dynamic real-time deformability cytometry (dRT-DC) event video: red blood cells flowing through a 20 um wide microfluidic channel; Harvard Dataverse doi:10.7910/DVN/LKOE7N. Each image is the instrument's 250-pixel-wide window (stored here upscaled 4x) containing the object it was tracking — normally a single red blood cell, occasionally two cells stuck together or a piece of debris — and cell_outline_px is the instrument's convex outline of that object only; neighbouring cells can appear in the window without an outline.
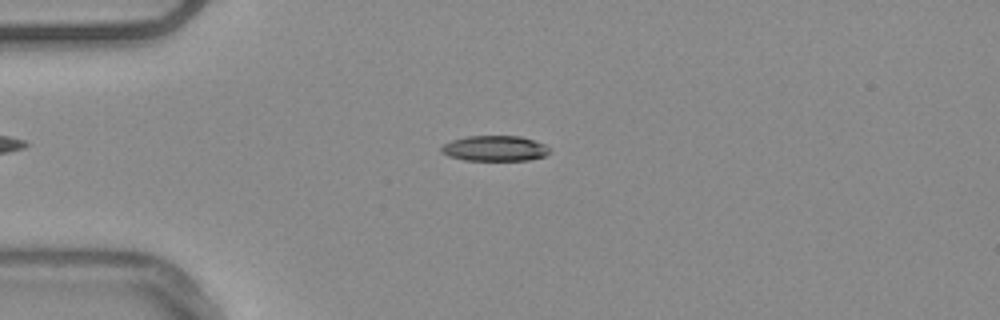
{"species": "common noctule bat (a hibernating species)", "species_latin": "Nyctalus noctula", "temperature_condition": "warm", "stored_images_in_passage": 45, "camera_frame_rate_fps": 3000, "um_per_image_px": 0.085, "animal": {"sex": "male", "body_mass_g": 20.4}, "frame": {"image": 1, "passage_image": 5, "time_ms": 1.333, "image_size_px": [1000, 320], "cell_outline_px": [[548, 152], [544, 156], [528, 160], [464, 160], [448, 156], [440, 152], [440, 148], [444, 144], [452, 140], [468, 136], [520, 136], [544, 144], [548, 148]], "centroid_in_image_um": [42.01, 12.61], "position_along_channel_um": 43.0, "area_um2": 15.9}}
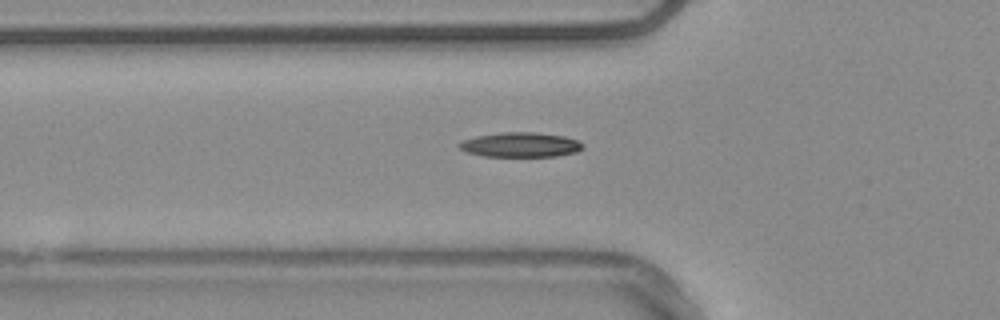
{"frame": {"image": 2, "passage_image": 10, "time_ms": 3.0, "image_size_px": [1000, 320], "cell_outline_px": [[584, 148], [576, 152], [556, 156], [484, 156], [468, 152], [460, 148], [456, 144], [464, 140], [476, 136], [504, 132], [536, 132], [564, 136], [576, 140], [584, 144]], "centroid_in_image_um": [44.26, 12.3], "position_along_channel_um": 81.5, "area_um2": 17.69}}
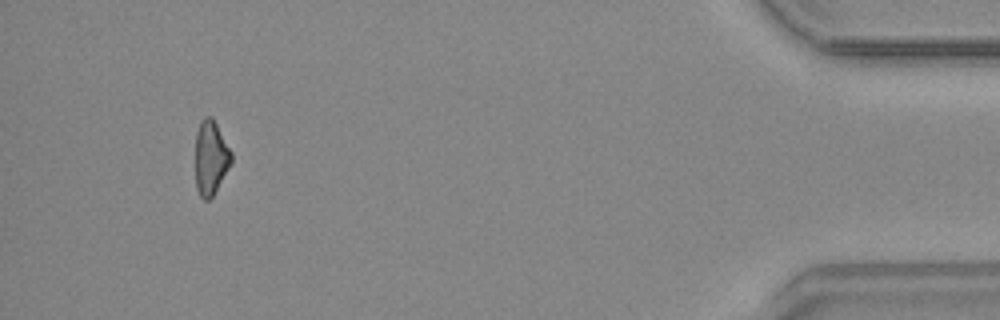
{"frame": {"image": 3, "passage_image": 42, "time_ms": 13.667, "image_size_px": [1000, 320], "cell_outline_px": [[232, 164], [212, 196], [208, 200], [204, 200], [200, 196], [196, 188], [196, 132], [200, 120], [204, 116], [212, 116], [232, 152]], "centroid_in_image_um": [17.92, 13.38], "position_along_channel_um": 417.3, "area_um2": 15.66}}